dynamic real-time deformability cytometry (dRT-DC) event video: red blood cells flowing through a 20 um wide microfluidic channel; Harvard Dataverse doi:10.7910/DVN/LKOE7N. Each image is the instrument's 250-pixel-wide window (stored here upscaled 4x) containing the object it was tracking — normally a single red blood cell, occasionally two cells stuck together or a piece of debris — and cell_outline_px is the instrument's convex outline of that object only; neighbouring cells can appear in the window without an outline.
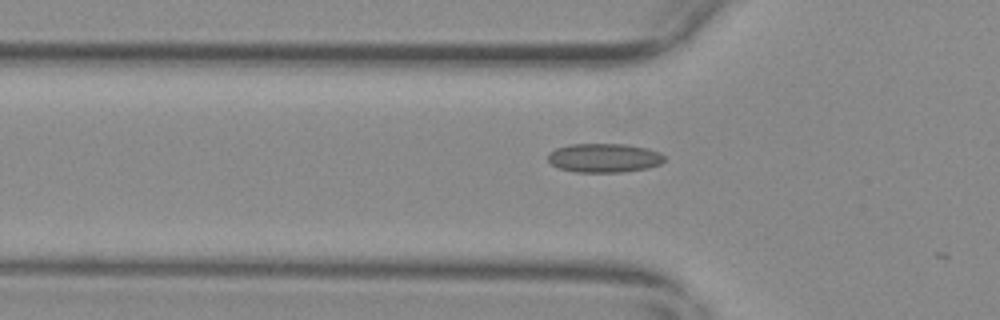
{"species": "common noctule bat (a hibernating species)", "species_latin": "Nyctalus noctula", "temperature_condition": "warm", "stored_images_in_passage": 11, "camera_frame_rate_fps": 3000, "um_per_image_px": 0.085, "animal": {"sex": "female", "body_mass_g": 29.2, "forearm_length_mm": 56.3}, "frame": {"image": 1, "passage_image": 2, "time_ms": 0.333, "image_size_px": [1000, 320], "cell_outline_px": [[664, 160], [660, 164], [648, 168], [620, 172], [576, 172], [560, 168], [552, 164], [548, 160], [548, 152], [556, 148], [572, 144], [628, 144], [648, 148], [660, 152], [664, 156]], "centroid_in_image_um": [51.36, 13.41], "position_along_channel_um": 74.4, "area_um2": 19.71}}
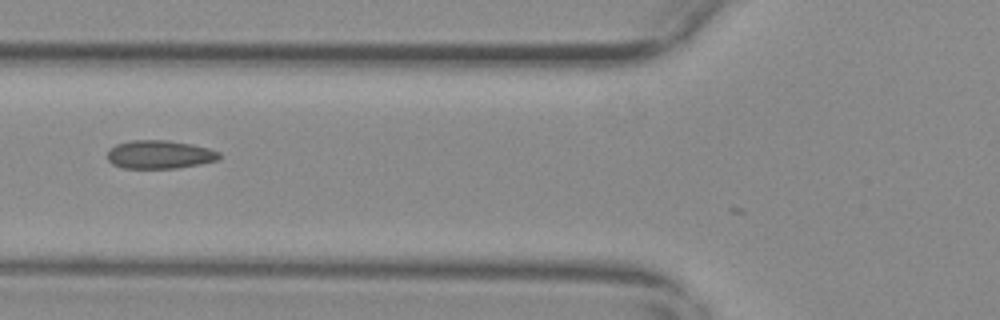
{"frame": {"image": 2, "passage_image": 5, "time_ms": 1.333, "image_size_px": [1000, 320], "cell_outline_px": [[220, 156], [216, 160], [200, 164], [176, 168], [124, 168], [112, 164], [108, 160], [108, 152], [116, 144], [132, 140], [164, 140], [192, 144], [208, 148], [220, 152]], "centroid_in_image_um": [13.56, 13.13], "position_along_channel_um": 112.2, "area_um2": 18.32}}
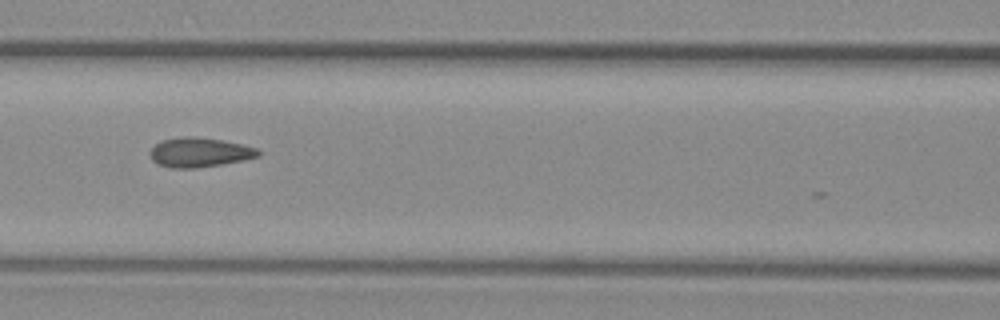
{"frame": {"image": 3, "passage_image": 8, "time_ms": 2.333, "image_size_px": [1000, 320], "cell_outline_px": [[260, 156], [244, 160], [196, 168], [168, 168], [156, 164], [152, 160], [148, 152], [160, 140], [184, 136], [192, 136], [220, 140], [240, 144], [256, 148], [260, 152]], "centroid_in_image_um": [16.9, 12.96], "position_along_channel_um": 149.7, "area_um2": 18.61}}